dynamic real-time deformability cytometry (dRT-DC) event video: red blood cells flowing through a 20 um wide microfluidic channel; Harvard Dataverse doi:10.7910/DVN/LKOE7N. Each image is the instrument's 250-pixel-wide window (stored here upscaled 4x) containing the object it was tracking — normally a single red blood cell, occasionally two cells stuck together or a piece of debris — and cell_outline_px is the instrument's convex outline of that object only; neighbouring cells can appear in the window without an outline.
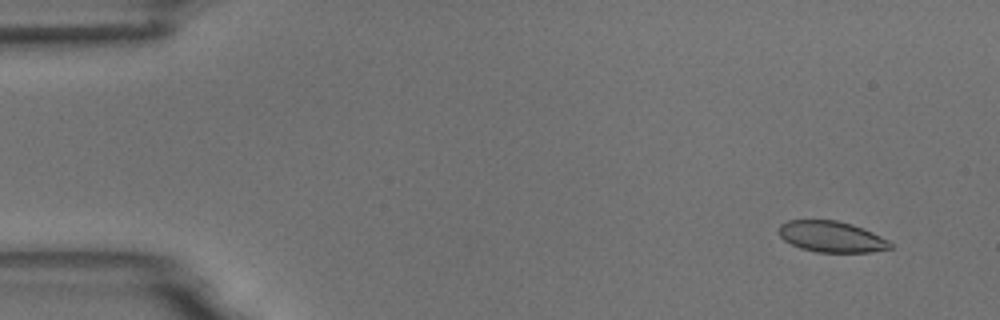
{"species": "common noctule bat (a hibernating species)", "species_latin": "Nyctalus noctula", "temperature_condition": "room temperature", "stored_images_in_passage": 8, "camera_frame_rate_fps": 3000, "um_per_image_px": 0.085, "animal": {"sex": "male", "body_mass_g": 18.8}, "frame": {"image": 1, "passage_image": 1, "time_ms": 0.0, "image_size_px": [1000, 320], "cell_outline_px": [[892, 248], [872, 252], [816, 252], [800, 248], [784, 240], [780, 236], [780, 224], [788, 220], [836, 220], [852, 224], [864, 228], [888, 240], [892, 244]], "centroid_in_image_um": [70.69, 20.12], "position_along_channel_um": 14.3, "area_um2": 20.11}}
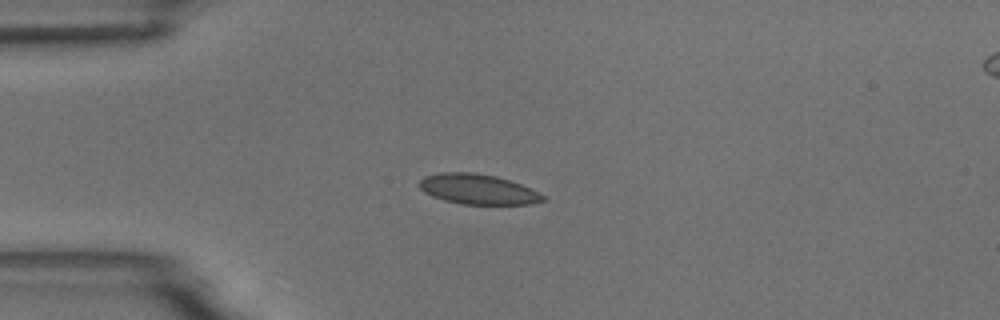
{"frame": {"image": 2, "passage_image": 4, "time_ms": 3.333, "image_size_px": [1000, 320], "cell_outline_px": [[548, 200], [532, 204], [460, 204], [444, 200], [432, 196], [424, 192], [416, 184], [424, 176], [440, 172], [472, 172], [496, 176], [520, 184], [548, 196]], "centroid_in_image_um": [40.63, 16.09], "position_along_channel_um": 44.4, "area_um2": 21.96}}